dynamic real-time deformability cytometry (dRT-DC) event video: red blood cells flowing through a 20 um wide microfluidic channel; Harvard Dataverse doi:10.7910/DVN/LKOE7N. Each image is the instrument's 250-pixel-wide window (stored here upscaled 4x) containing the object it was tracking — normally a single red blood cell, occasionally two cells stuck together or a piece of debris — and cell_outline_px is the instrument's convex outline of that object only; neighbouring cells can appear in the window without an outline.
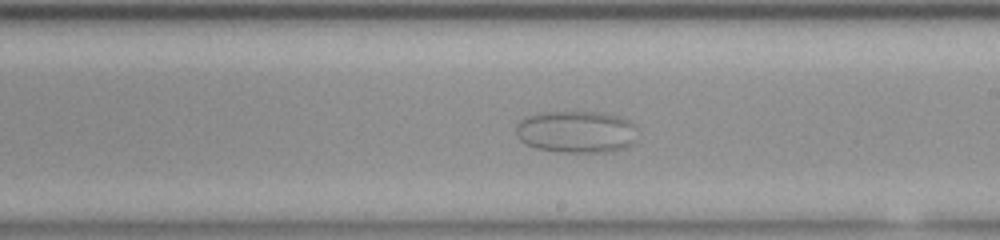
{"species": "common noctule bat (a hibernating species)", "species_latin": "Nyctalus noctula", "temperature_condition": "room temperature", "stored_images_in_passage": 60, "camera_frame_rate_fps": 3000, "um_per_image_px": 0.085, "animal": {"sex": "female", "body_mass_g": 23.0, "forearm_length_mm": 53.4}, "frame": {"image": 1, "passage_image": 35, "time_ms": 11.333, "image_size_px": [1000, 240], "cell_outline_px": [[628, 144], [616, 148], [592, 152], [576, 152], [540, 148], [528, 144], [524, 140], [520, 124], [528, 116], [536, 112], [572, 108], [576, 108], [604, 112], [620, 116], [628, 120]], "centroid_in_image_um": [48.91, 11.08], "position_along_channel_um": 240.1, "area_um2": 28.32}}